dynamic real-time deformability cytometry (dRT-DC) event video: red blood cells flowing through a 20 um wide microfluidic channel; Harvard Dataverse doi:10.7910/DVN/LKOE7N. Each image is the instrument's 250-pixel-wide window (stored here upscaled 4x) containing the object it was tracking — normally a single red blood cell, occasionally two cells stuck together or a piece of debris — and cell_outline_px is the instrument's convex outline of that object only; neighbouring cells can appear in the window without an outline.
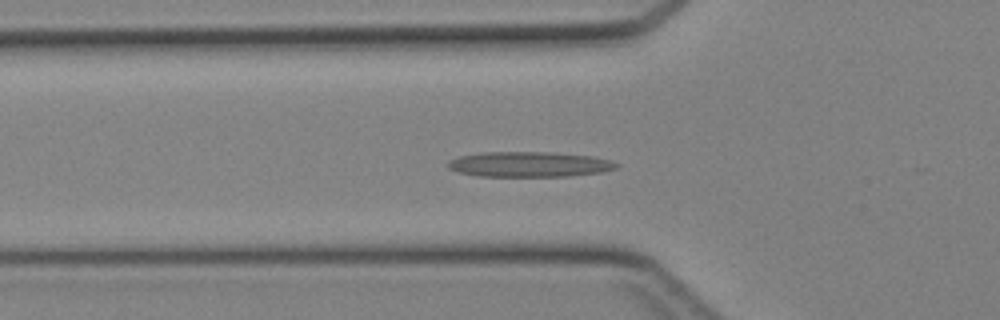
{"species": "Egyptian fruit bat (a non-hibernating species)", "species_latin": "Rousettus aegyptiacus", "temperature_condition": "cold", "stored_images_in_passage": 34, "camera_frame_rate_fps": 3000, "um_per_image_px": 0.085, "animal": {"sex": "female"}, "frame": {"image": 1, "passage_image": 12, "time_ms": 3.667, "image_size_px": [1000, 320], "cell_outline_px": [[620, 164], [616, 168], [600, 172], [568, 176], [480, 176], [460, 172], [448, 168], [448, 164], [452, 160], [460, 156], [480, 152], [548, 152], [592, 156], [608, 160]], "centroid_in_image_um": [45.0, 13.96], "position_along_channel_um": 80.8, "area_um2": 24.45}}
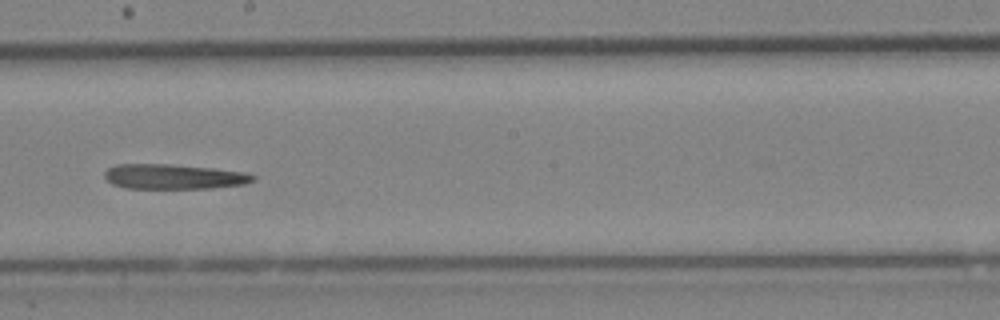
{"frame": {"image": 2, "passage_image": 22, "time_ms": 7.0, "image_size_px": [1000, 320], "cell_outline_px": [[256, 180], [244, 184], [212, 188], [124, 188], [112, 184], [104, 176], [104, 172], [108, 168], [116, 164], [168, 164], [212, 168], [244, 172], [256, 176]], "centroid_in_image_um": [14.76, 15.01], "position_along_channel_um": 233.4, "area_um2": 21.56}}
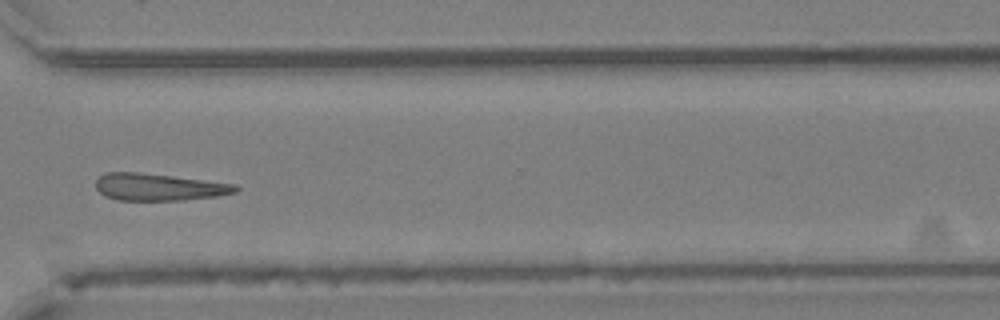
{"frame": {"image": 3, "passage_image": 30, "time_ms": 9.667, "image_size_px": [1000, 320], "cell_outline_px": [[240, 188], [236, 192], [216, 196], [184, 200], [116, 200], [104, 196], [96, 188], [96, 180], [104, 172], [136, 172], [172, 176], [236, 184]], "centroid_in_image_um": [13.48, 15.9], "position_along_channel_um": 357.1, "area_um2": 22.02}}